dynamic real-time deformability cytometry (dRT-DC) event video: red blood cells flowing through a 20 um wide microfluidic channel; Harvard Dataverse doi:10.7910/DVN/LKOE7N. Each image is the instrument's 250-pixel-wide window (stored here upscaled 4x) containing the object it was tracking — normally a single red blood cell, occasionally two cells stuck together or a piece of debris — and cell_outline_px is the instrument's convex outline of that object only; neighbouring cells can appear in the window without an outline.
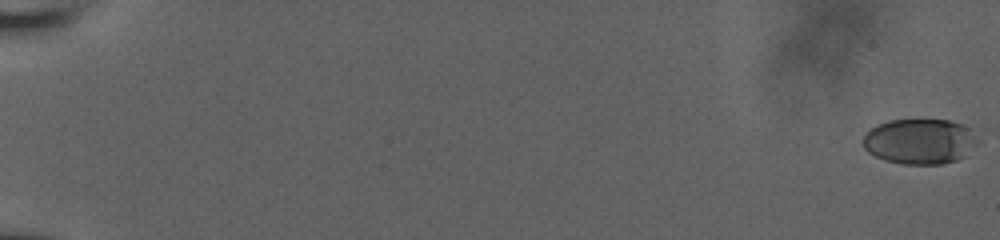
{"species": "human", "species_latin": "Homo sapiens", "temperature_condition": "room temperature", "stored_images_in_passage": 59, "camera_frame_rate_fps": 3000, "um_per_image_px": 0.085, "donor": {"sex": "male"}, "frame": {"image": 1, "passage_image": 1, "time_ms": 0.0, "image_size_px": [1000, 240], "cell_outline_px": [[984, 128], [980, 144], [964, 156], [956, 160], [940, 164], [904, 164], [884, 160], [868, 152], [864, 148], [864, 136], [876, 124], [888, 120], [912, 116], [920, 116], [948, 120]], "centroid_in_image_um": [78.36, 11.93], "position_along_channel_um": 6.6, "area_um2": 32.43}}
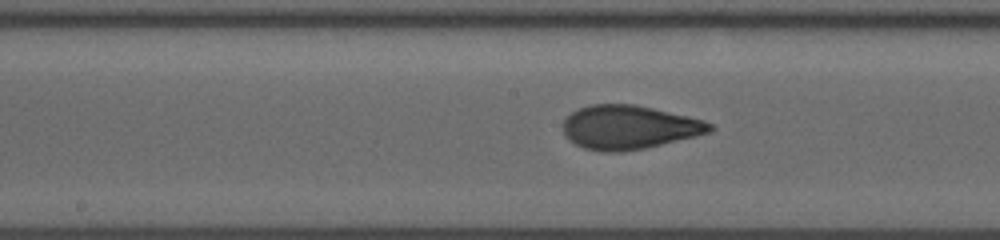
{"frame": {"image": 2, "passage_image": 34, "time_ms": 11.0, "image_size_px": [1000, 240], "cell_outline_px": [[716, 128], [712, 132], [696, 136], [644, 148], [620, 152], [600, 152], [584, 148], [568, 140], [564, 136], [564, 120], [572, 112], [580, 108], [592, 104], [636, 104], [688, 116], [704, 120], [712, 124]], "centroid_in_image_um": [53.48, 10.82], "position_along_channel_um": 194.7, "area_um2": 37.57}}
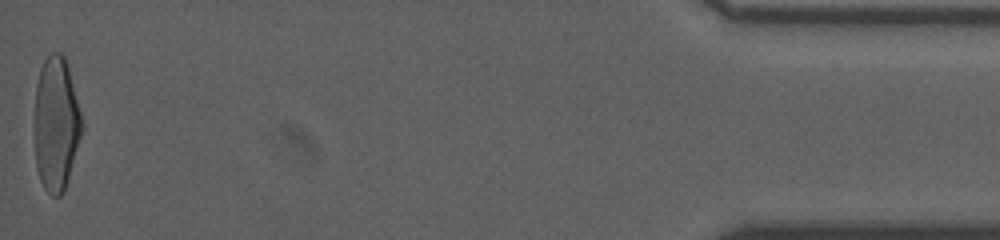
{"frame": {"image": 3, "passage_image": 59, "time_ms": 19.333, "image_size_px": [1000, 240], "cell_outline_px": [[84, 128], [64, 188], [60, 196], [52, 196], [44, 188], [40, 180], [36, 168], [36, 84], [40, 68], [44, 60], [52, 52], [60, 52], [64, 56], [68, 64], [84, 120]], "centroid_in_image_um": [4.81, 10.47], "position_along_channel_um": 430.4, "area_um2": 36.93}, "authors_computed_cell_mechanics": {"area_um2": 36.125, "velocity_mm_per_s": 3.8398, "shape_relaxation_time_tau1_ms": 4.526, "shape_relaxation_time_tau2_ms": 0.8869, "deformation_change_tau1": 0.1995, "deformation_change_tau2": 0.0657}}